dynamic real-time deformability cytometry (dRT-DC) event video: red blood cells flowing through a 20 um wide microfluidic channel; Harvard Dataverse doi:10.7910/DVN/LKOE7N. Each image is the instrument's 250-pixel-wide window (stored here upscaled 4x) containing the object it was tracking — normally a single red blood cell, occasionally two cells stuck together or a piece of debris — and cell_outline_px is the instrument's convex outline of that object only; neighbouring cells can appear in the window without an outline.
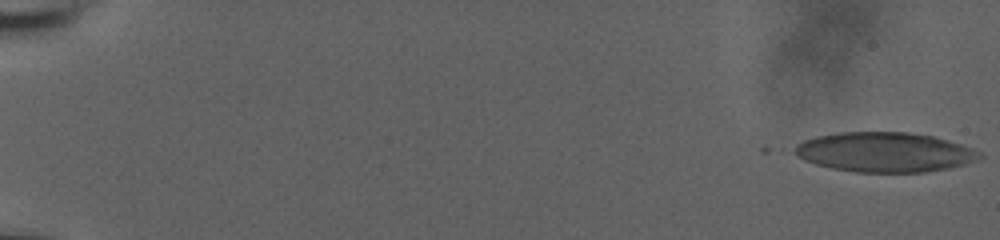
{"species": "human", "species_latin": "Homo sapiens", "temperature_condition": "room temperature", "stored_images_in_passage": 37, "camera_frame_rate_fps": 3000, "um_per_image_px": 0.085, "donor": {"sex": "male"}, "frame": {"image": 1, "passage_image": 1, "time_ms": 0.0, "image_size_px": [1000, 240], "cell_outline_px": [[984, 156], [964, 164], [948, 168], [924, 172], [856, 172], [832, 168], [816, 164], [804, 160], [796, 156], [796, 144], [804, 140], [816, 136], [840, 132], [908, 132], [932, 136], [960, 144], [980, 152]], "centroid_in_image_um": [75.17, 12.93], "position_along_channel_um": 9.8, "area_um2": 42.48}}
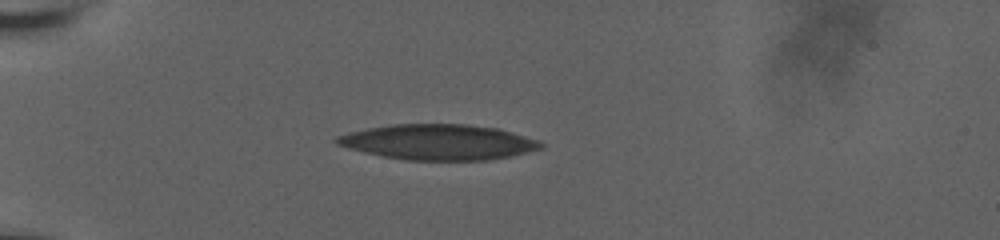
{"frame": {"image": 2, "passage_image": 26, "time_ms": 5.667, "image_size_px": [1000, 240], "cell_outline_px": [[544, 148], [512, 156], [488, 160], [408, 160], [384, 156], [364, 152], [348, 148], [336, 144], [332, 140], [336, 136], [348, 132], [368, 128], [392, 124], [468, 124], [496, 128], [512, 132], [540, 140], [544, 144]], "centroid_in_image_um": [37.28, 12.07], "position_along_channel_um": 47.7, "area_um2": 42.31}}
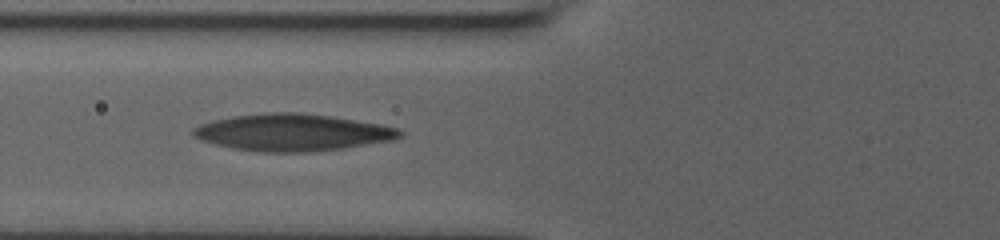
{"frame": {"image": 3, "passage_image": 36, "time_ms": 8.0, "image_size_px": [1000, 240], "cell_outline_px": [[404, 136], [392, 140], [344, 148], [312, 152], [260, 152], [232, 148], [200, 140], [192, 136], [192, 128], [200, 124], [212, 120], [232, 116], [264, 112], [300, 112], [332, 116], [384, 124], [400, 128], [404, 132]], "centroid_in_image_um": [24.88, 11.25], "position_along_channel_um": 100.9, "area_um2": 45.14}}